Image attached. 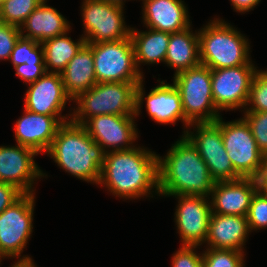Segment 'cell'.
<instances>
[{"label":"cell","instance_id":"cell-1","mask_svg":"<svg viewBox=\"0 0 267 267\" xmlns=\"http://www.w3.org/2000/svg\"><path fill=\"white\" fill-rule=\"evenodd\" d=\"M98 185L122 199L159 194L158 155L144 147L109 151L101 168ZM155 188V191H154ZM152 190V191H151Z\"/></svg>","mask_w":267,"mask_h":267},{"label":"cell","instance_id":"cell-2","mask_svg":"<svg viewBox=\"0 0 267 267\" xmlns=\"http://www.w3.org/2000/svg\"><path fill=\"white\" fill-rule=\"evenodd\" d=\"M159 195L210 198L215 180L192 143L182 135L165 156L158 155Z\"/></svg>","mask_w":267,"mask_h":267},{"label":"cell","instance_id":"cell-3","mask_svg":"<svg viewBox=\"0 0 267 267\" xmlns=\"http://www.w3.org/2000/svg\"><path fill=\"white\" fill-rule=\"evenodd\" d=\"M47 154L60 169L80 180L98 184L106 152L82 125L71 120L63 123Z\"/></svg>","mask_w":267,"mask_h":267},{"label":"cell","instance_id":"cell-4","mask_svg":"<svg viewBox=\"0 0 267 267\" xmlns=\"http://www.w3.org/2000/svg\"><path fill=\"white\" fill-rule=\"evenodd\" d=\"M245 37L223 19L210 20L198 31L200 63L211 70L254 65L249 55L250 43Z\"/></svg>","mask_w":267,"mask_h":267},{"label":"cell","instance_id":"cell-5","mask_svg":"<svg viewBox=\"0 0 267 267\" xmlns=\"http://www.w3.org/2000/svg\"><path fill=\"white\" fill-rule=\"evenodd\" d=\"M140 82L96 83L79 94L73 102L71 121L82 125L88 118L99 115H135L136 87Z\"/></svg>","mask_w":267,"mask_h":267},{"label":"cell","instance_id":"cell-6","mask_svg":"<svg viewBox=\"0 0 267 267\" xmlns=\"http://www.w3.org/2000/svg\"><path fill=\"white\" fill-rule=\"evenodd\" d=\"M173 84L180 93L185 118L190 123L215 122L216 109L211 88V69L199 64L174 74Z\"/></svg>","mask_w":267,"mask_h":267},{"label":"cell","instance_id":"cell-7","mask_svg":"<svg viewBox=\"0 0 267 267\" xmlns=\"http://www.w3.org/2000/svg\"><path fill=\"white\" fill-rule=\"evenodd\" d=\"M92 46L97 83L141 82L143 72L135 61L131 37L109 42L89 43Z\"/></svg>","mask_w":267,"mask_h":267},{"label":"cell","instance_id":"cell-8","mask_svg":"<svg viewBox=\"0 0 267 267\" xmlns=\"http://www.w3.org/2000/svg\"><path fill=\"white\" fill-rule=\"evenodd\" d=\"M34 193H23L0 213V257L28 259L21 256L33 233ZM22 257V258H21Z\"/></svg>","mask_w":267,"mask_h":267},{"label":"cell","instance_id":"cell-9","mask_svg":"<svg viewBox=\"0 0 267 267\" xmlns=\"http://www.w3.org/2000/svg\"><path fill=\"white\" fill-rule=\"evenodd\" d=\"M215 122L221 129L224 147L234 170L242 178H257L265 155L259 150L246 120L242 117L225 122L220 116Z\"/></svg>","mask_w":267,"mask_h":267},{"label":"cell","instance_id":"cell-10","mask_svg":"<svg viewBox=\"0 0 267 267\" xmlns=\"http://www.w3.org/2000/svg\"><path fill=\"white\" fill-rule=\"evenodd\" d=\"M191 127H195V133L189 131ZM183 135L197 149L215 182L242 178L233 168L224 147L221 129L216 122L191 123Z\"/></svg>","mask_w":267,"mask_h":267},{"label":"cell","instance_id":"cell-11","mask_svg":"<svg viewBox=\"0 0 267 267\" xmlns=\"http://www.w3.org/2000/svg\"><path fill=\"white\" fill-rule=\"evenodd\" d=\"M84 26L82 37L86 43L117 41L130 36L131 27H127L124 7L102 0H84L81 5Z\"/></svg>","mask_w":267,"mask_h":267},{"label":"cell","instance_id":"cell-12","mask_svg":"<svg viewBox=\"0 0 267 267\" xmlns=\"http://www.w3.org/2000/svg\"><path fill=\"white\" fill-rule=\"evenodd\" d=\"M257 71L254 65L211 70V88L216 109L218 111L240 108L245 110L250 85Z\"/></svg>","mask_w":267,"mask_h":267},{"label":"cell","instance_id":"cell-13","mask_svg":"<svg viewBox=\"0 0 267 267\" xmlns=\"http://www.w3.org/2000/svg\"><path fill=\"white\" fill-rule=\"evenodd\" d=\"M135 118V115L105 114L88 118L82 126L106 153L129 150L139 137Z\"/></svg>","mask_w":267,"mask_h":267},{"label":"cell","instance_id":"cell-14","mask_svg":"<svg viewBox=\"0 0 267 267\" xmlns=\"http://www.w3.org/2000/svg\"><path fill=\"white\" fill-rule=\"evenodd\" d=\"M159 85L152 88L149 94L144 97L143 80L136 87V109L135 116L138 117L141 112V105L144 99L146 102V111L150 118L159 124H173L181 120L184 127V134L191 124L183 111L181 96L174 84L159 81ZM186 129V130H185Z\"/></svg>","mask_w":267,"mask_h":267},{"label":"cell","instance_id":"cell-15","mask_svg":"<svg viewBox=\"0 0 267 267\" xmlns=\"http://www.w3.org/2000/svg\"><path fill=\"white\" fill-rule=\"evenodd\" d=\"M178 204L175 216L177 233L181 245L201 246L208 235L209 220L212 213L210 198L193 195H175Z\"/></svg>","mask_w":267,"mask_h":267},{"label":"cell","instance_id":"cell-16","mask_svg":"<svg viewBox=\"0 0 267 267\" xmlns=\"http://www.w3.org/2000/svg\"><path fill=\"white\" fill-rule=\"evenodd\" d=\"M38 153L29 147L0 146V182L14 185L22 193H34V181L48 176L35 163Z\"/></svg>","mask_w":267,"mask_h":267},{"label":"cell","instance_id":"cell-17","mask_svg":"<svg viewBox=\"0 0 267 267\" xmlns=\"http://www.w3.org/2000/svg\"><path fill=\"white\" fill-rule=\"evenodd\" d=\"M71 115L48 116L24 109L23 116L14 126L15 141L17 144L33 149L38 154L47 153L58 128L70 121Z\"/></svg>","mask_w":267,"mask_h":267},{"label":"cell","instance_id":"cell-18","mask_svg":"<svg viewBox=\"0 0 267 267\" xmlns=\"http://www.w3.org/2000/svg\"><path fill=\"white\" fill-rule=\"evenodd\" d=\"M24 109L48 116H63L66 103L72 99L66 94L60 73L46 72L28 84Z\"/></svg>","mask_w":267,"mask_h":267},{"label":"cell","instance_id":"cell-19","mask_svg":"<svg viewBox=\"0 0 267 267\" xmlns=\"http://www.w3.org/2000/svg\"><path fill=\"white\" fill-rule=\"evenodd\" d=\"M257 190L256 178L215 182L210 197L212 213L247 216L252 196Z\"/></svg>","mask_w":267,"mask_h":267},{"label":"cell","instance_id":"cell-20","mask_svg":"<svg viewBox=\"0 0 267 267\" xmlns=\"http://www.w3.org/2000/svg\"><path fill=\"white\" fill-rule=\"evenodd\" d=\"M141 1H143L142 19L147 28L176 33L191 26L188 8L182 0Z\"/></svg>","mask_w":267,"mask_h":267},{"label":"cell","instance_id":"cell-21","mask_svg":"<svg viewBox=\"0 0 267 267\" xmlns=\"http://www.w3.org/2000/svg\"><path fill=\"white\" fill-rule=\"evenodd\" d=\"M250 229L246 216L211 213L206 248L244 252Z\"/></svg>","mask_w":267,"mask_h":267},{"label":"cell","instance_id":"cell-22","mask_svg":"<svg viewBox=\"0 0 267 267\" xmlns=\"http://www.w3.org/2000/svg\"><path fill=\"white\" fill-rule=\"evenodd\" d=\"M44 0L20 27L21 36L39 43L70 31L68 20ZM26 33V34H24Z\"/></svg>","mask_w":267,"mask_h":267},{"label":"cell","instance_id":"cell-23","mask_svg":"<svg viewBox=\"0 0 267 267\" xmlns=\"http://www.w3.org/2000/svg\"><path fill=\"white\" fill-rule=\"evenodd\" d=\"M66 94L74 100L97 83L92 46L86 43L60 73Z\"/></svg>","mask_w":267,"mask_h":267},{"label":"cell","instance_id":"cell-24","mask_svg":"<svg viewBox=\"0 0 267 267\" xmlns=\"http://www.w3.org/2000/svg\"><path fill=\"white\" fill-rule=\"evenodd\" d=\"M176 69L175 74L200 64L198 31L191 26L181 32L170 33L165 63Z\"/></svg>","mask_w":267,"mask_h":267},{"label":"cell","instance_id":"cell-25","mask_svg":"<svg viewBox=\"0 0 267 267\" xmlns=\"http://www.w3.org/2000/svg\"><path fill=\"white\" fill-rule=\"evenodd\" d=\"M148 31H138L131 28L130 37L133 42L135 61L138 70L140 65L165 62L170 33L147 28Z\"/></svg>","mask_w":267,"mask_h":267},{"label":"cell","instance_id":"cell-26","mask_svg":"<svg viewBox=\"0 0 267 267\" xmlns=\"http://www.w3.org/2000/svg\"><path fill=\"white\" fill-rule=\"evenodd\" d=\"M68 33L69 31L41 43L47 72L61 73L68 62L86 44V40L82 36L74 42L75 40L67 36Z\"/></svg>","mask_w":267,"mask_h":267},{"label":"cell","instance_id":"cell-27","mask_svg":"<svg viewBox=\"0 0 267 267\" xmlns=\"http://www.w3.org/2000/svg\"><path fill=\"white\" fill-rule=\"evenodd\" d=\"M44 0H6L0 4L2 22L20 28Z\"/></svg>","mask_w":267,"mask_h":267},{"label":"cell","instance_id":"cell-28","mask_svg":"<svg viewBox=\"0 0 267 267\" xmlns=\"http://www.w3.org/2000/svg\"><path fill=\"white\" fill-rule=\"evenodd\" d=\"M8 61H11L14 67L24 63L44 64L43 46L33 39L20 36Z\"/></svg>","mask_w":267,"mask_h":267},{"label":"cell","instance_id":"cell-29","mask_svg":"<svg viewBox=\"0 0 267 267\" xmlns=\"http://www.w3.org/2000/svg\"><path fill=\"white\" fill-rule=\"evenodd\" d=\"M244 252L207 248L202 253V267H245Z\"/></svg>","mask_w":267,"mask_h":267},{"label":"cell","instance_id":"cell-30","mask_svg":"<svg viewBox=\"0 0 267 267\" xmlns=\"http://www.w3.org/2000/svg\"><path fill=\"white\" fill-rule=\"evenodd\" d=\"M242 111L267 112V72L265 70H258L255 73L246 108Z\"/></svg>","mask_w":267,"mask_h":267},{"label":"cell","instance_id":"cell-31","mask_svg":"<svg viewBox=\"0 0 267 267\" xmlns=\"http://www.w3.org/2000/svg\"><path fill=\"white\" fill-rule=\"evenodd\" d=\"M246 217L250 232L267 228V195L259 189L252 196Z\"/></svg>","mask_w":267,"mask_h":267},{"label":"cell","instance_id":"cell-32","mask_svg":"<svg viewBox=\"0 0 267 267\" xmlns=\"http://www.w3.org/2000/svg\"><path fill=\"white\" fill-rule=\"evenodd\" d=\"M259 150L267 157V112L243 111Z\"/></svg>","mask_w":267,"mask_h":267},{"label":"cell","instance_id":"cell-33","mask_svg":"<svg viewBox=\"0 0 267 267\" xmlns=\"http://www.w3.org/2000/svg\"><path fill=\"white\" fill-rule=\"evenodd\" d=\"M196 245H182L173 254L172 267H202V253H197Z\"/></svg>","mask_w":267,"mask_h":267},{"label":"cell","instance_id":"cell-34","mask_svg":"<svg viewBox=\"0 0 267 267\" xmlns=\"http://www.w3.org/2000/svg\"><path fill=\"white\" fill-rule=\"evenodd\" d=\"M20 36V28L5 23L0 25V60L10 59L11 52Z\"/></svg>","mask_w":267,"mask_h":267},{"label":"cell","instance_id":"cell-35","mask_svg":"<svg viewBox=\"0 0 267 267\" xmlns=\"http://www.w3.org/2000/svg\"><path fill=\"white\" fill-rule=\"evenodd\" d=\"M16 76L23 80L25 84H30L38 80L47 70L45 64H21L14 67Z\"/></svg>","mask_w":267,"mask_h":267},{"label":"cell","instance_id":"cell-36","mask_svg":"<svg viewBox=\"0 0 267 267\" xmlns=\"http://www.w3.org/2000/svg\"><path fill=\"white\" fill-rule=\"evenodd\" d=\"M22 194L14 185L0 182V213L15 202Z\"/></svg>","mask_w":267,"mask_h":267},{"label":"cell","instance_id":"cell-37","mask_svg":"<svg viewBox=\"0 0 267 267\" xmlns=\"http://www.w3.org/2000/svg\"><path fill=\"white\" fill-rule=\"evenodd\" d=\"M230 1H231L230 3L233 6V9L236 12L246 13L251 11V9L253 10V8L257 6L261 0H230Z\"/></svg>","mask_w":267,"mask_h":267},{"label":"cell","instance_id":"cell-38","mask_svg":"<svg viewBox=\"0 0 267 267\" xmlns=\"http://www.w3.org/2000/svg\"><path fill=\"white\" fill-rule=\"evenodd\" d=\"M258 182V189L267 195V157H265L264 164L261 168L259 176L256 178Z\"/></svg>","mask_w":267,"mask_h":267},{"label":"cell","instance_id":"cell-39","mask_svg":"<svg viewBox=\"0 0 267 267\" xmlns=\"http://www.w3.org/2000/svg\"><path fill=\"white\" fill-rule=\"evenodd\" d=\"M34 260L32 258L28 259H19L18 261L14 262L11 267H37L36 264L33 262Z\"/></svg>","mask_w":267,"mask_h":267},{"label":"cell","instance_id":"cell-40","mask_svg":"<svg viewBox=\"0 0 267 267\" xmlns=\"http://www.w3.org/2000/svg\"><path fill=\"white\" fill-rule=\"evenodd\" d=\"M102 1H105V2H107V3H111V4H114V5H118V6H121V7H123L124 6V2L126 1V0H102Z\"/></svg>","mask_w":267,"mask_h":267},{"label":"cell","instance_id":"cell-41","mask_svg":"<svg viewBox=\"0 0 267 267\" xmlns=\"http://www.w3.org/2000/svg\"><path fill=\"white\" fill-rule=\"evenodd\" d=\"M1 12H0V25L2 24Z\"/></svg>","mask_w":267,"mask_h":267}]
</instances>
